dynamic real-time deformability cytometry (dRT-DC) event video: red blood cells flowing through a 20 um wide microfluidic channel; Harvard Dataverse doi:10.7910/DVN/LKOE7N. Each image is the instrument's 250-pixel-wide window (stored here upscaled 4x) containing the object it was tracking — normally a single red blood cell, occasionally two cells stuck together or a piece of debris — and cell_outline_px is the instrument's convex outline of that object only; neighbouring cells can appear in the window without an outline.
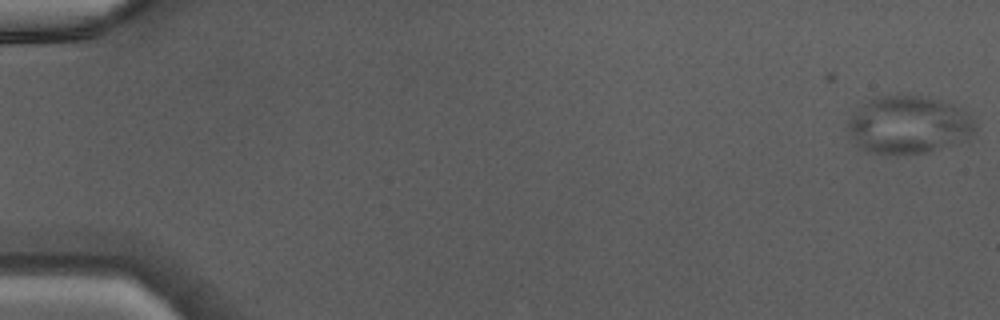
{"species": "Egyptian fruit bat (a non-hibernating species)", "species_latin": "Rousettus aegyptiacus", "temperature_condition": "warm", "stored_images_in_passage": 48, "camera_frame_rate_fps": 3000, "um_per_image_px": 0.085, "animal": {"sex": "male"}, "frame": {"image": 1, "passage_image": 1, "time_ms": 0.0, "image_size_px": [1000, 320], "cell_outline_px": [[976, 128], [968, 136], [928, 152], [872, 152], [864, 148], [848, 132], [844, 124], [868, 100], [876, 96], [896, 92], [900, 92], [924, 96], [940, 100], [964, 108], [972, 116], [976, 124]], "centroid_in_image_um": [77.23, 10.51], "position_along_channel_um": 7.8, "area_um2": 42.37}}
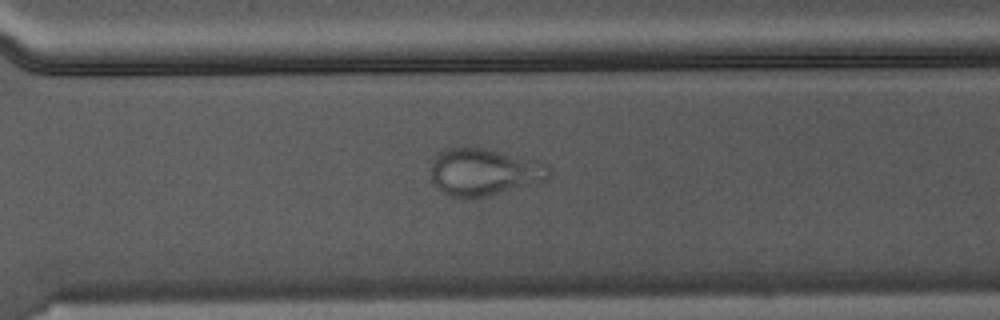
{"frame": {"image": 2, "passage_image": 34, "time_ms": 11.0, "image_size_px": [1000, 320], "cell_outline_px": [[552, 176], [548, 180], [488, 196], [464, 200], [460, 200], [444, 196], [432, 184], [432, 160], [440, 152], [448, 148], [484, 148], [540, 160], [548, 164], [552, 168]], "centroid_in_image_um": [41.17, 14.66], "position_along_channel_um": 329.4, "area_um2": 33.47}}
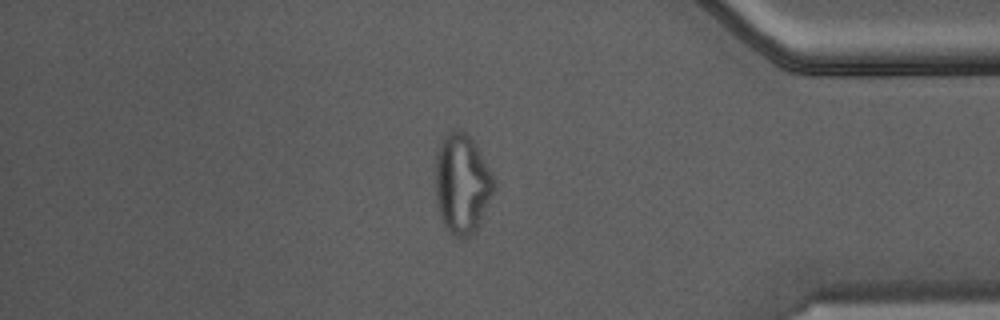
{"frame": {"image": 3, "passage_image": 40, "time_ms": 13.0, "image_size_px": [1000, 320], "cell_outline_px": [[492, 192], [476, 232], [464, 240], [460, 240], [452, 236], [448, 232], [440, 216], [436, 200], [436, 148], [440, 140], [452, 128], [460, 128], [476, 144], [492, 176]], "centroid_in_image_um": [39.22, 15.63], "position_along_channel_um": 396.0, "area_um2": 33.99}}